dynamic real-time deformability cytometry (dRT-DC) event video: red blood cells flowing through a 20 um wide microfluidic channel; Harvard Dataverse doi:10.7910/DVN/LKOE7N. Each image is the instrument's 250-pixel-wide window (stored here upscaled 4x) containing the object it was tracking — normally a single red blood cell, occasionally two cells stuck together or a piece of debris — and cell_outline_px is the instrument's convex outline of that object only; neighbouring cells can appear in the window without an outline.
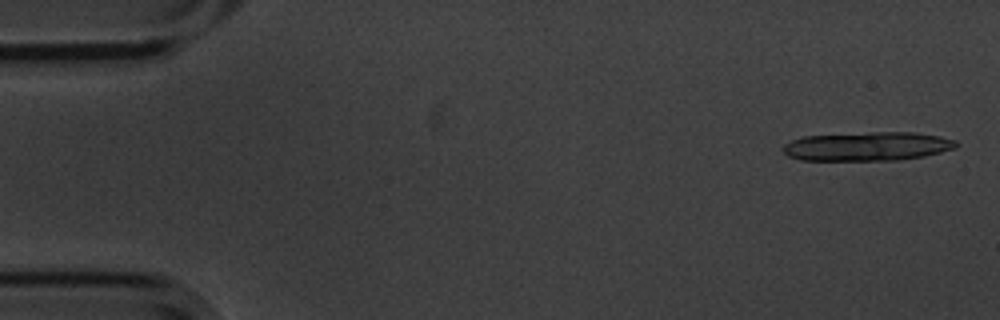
{"species": "common noctule bat (a hibernating species)", "species_latin": "Nyctalus noctula", "temperature_condition": "cold", "stored_images_in_passage": 16, "camera_frame_rate_fps": 3000, "um_per_image_px": 0.085, "animal": {"sex": "male", "body_mass_g": 20.1, "forearm_length_mm": 53.5}, "frame": {"image": 1, "passage_image": 2, "time_ms": 0.333, "image_size_px": [1000, 320], "cell_outline_px": [[960, 144], [956, 148], [924, 156], [896, 160], [800, 160], [788, 156], [780, 148], [784, 144], [792, 140], [804, 136], [868, 132], [916, 132], [940, 136], [956, 140]], "centroid_in_image_um": [73.74, 12.43], "position_along_channel_um": 11.3, "area_um2": 29.36}}